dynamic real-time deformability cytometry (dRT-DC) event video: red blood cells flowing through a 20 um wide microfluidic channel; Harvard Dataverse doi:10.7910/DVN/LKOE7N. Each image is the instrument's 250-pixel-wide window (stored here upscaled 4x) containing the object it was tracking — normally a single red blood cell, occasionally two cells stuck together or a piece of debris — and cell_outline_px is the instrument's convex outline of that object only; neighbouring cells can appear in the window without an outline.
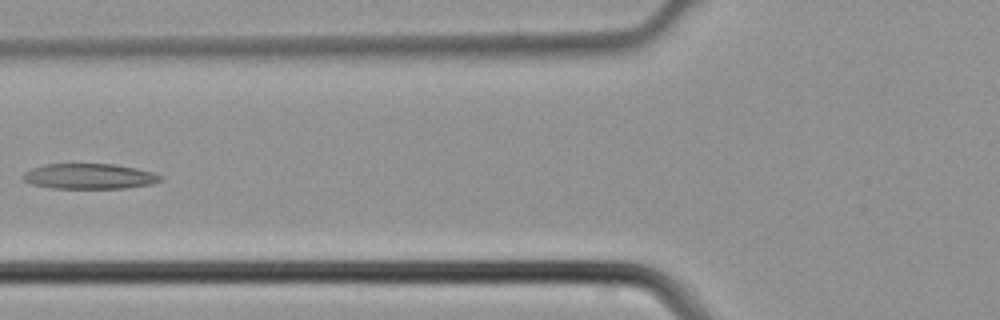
{"species": "common noctule bat (a hibernating species)", "species_latin": "Nyctalus noctula", "temperature_condition": "cold", "stored_images_in_passage": 3, "camera_frame_rate_fps": 3000, "um_per_image_px": 0.085, "animal": {"sex": "male", "body_mass_g": 21.5, "forearm_length_mm": 52.0}, "frame": {"image": 1, "passage_image": 3, "time_ms": 0.667, "image_size_px": [1000, 320], "cell_outline_px": [[164, 176], [160, 180], [152, 184], [124, 188], [52, 188], [32, 184], [24, 180], [20, 176], [24, 172], [32, 168], [44, 164], [112, 164], [136, 168], [152, 172]], "centroid_in_image_um": [7.57, 14.98], "position_along_channel_um": 118.2, "area_um2": 20.29}}